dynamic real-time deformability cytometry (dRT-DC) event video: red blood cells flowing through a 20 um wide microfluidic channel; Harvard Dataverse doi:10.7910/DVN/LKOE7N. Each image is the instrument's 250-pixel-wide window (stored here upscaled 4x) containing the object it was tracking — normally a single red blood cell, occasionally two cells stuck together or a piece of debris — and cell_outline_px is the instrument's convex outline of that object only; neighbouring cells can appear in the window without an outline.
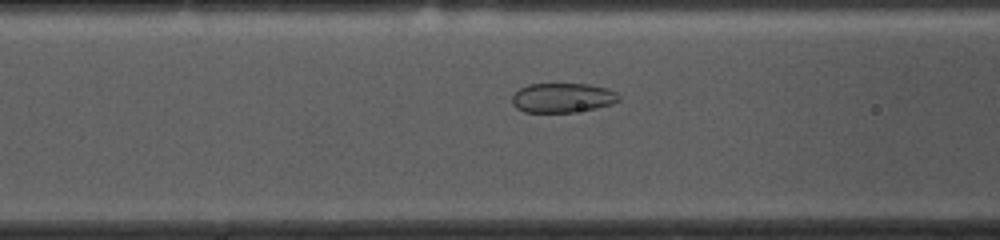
{"species": "common noctule bat (a hibernating species)", "species_latin": "Nyctalus noctula", "temperature_condition": "cold", "stored_images_in_passage": 49, "camera_frame_rate_fps": 3000, "um_per_image_px": 0.085, "animal": {"sex": "female", "body_mass_g": 10.0, "forearm_length_mm": 53.1}, "frame": {"image": 1, "passage_image": 15, "time_ms": 4.667, "image_size_px": [1000, 240], "cell_outline_px": [[620, 100], [612, 104], [596, 108], [572, 112], [524, 112], [516, 108], [512, 104], [512, 96], [520, 88], [528, 84], [588, 84], [608, 88], [616, 92], [620, 96]], "centroid_in_image_um": [47.82, 8.31], "position_along_channel_um": 118.8, "area_um2": 18.44}}
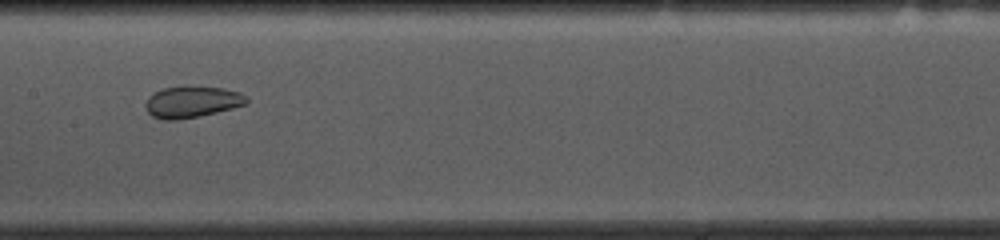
{"frame": {"image": 2, "passage_image": 21, "time_ms": 6.667, "image_size_px": [1000, 240], "cell_outline_px": [[248, 104], [200, 116], [176, 120], [164, 120], [152, 116], [148, 112], [144, 104], [148, 96], [164, 88], [224, 88], [240, 92], [248, 96]], "centroid_in_image_um": [16.34, 8.69], "position_along_channel_um": 191.1, "area_um2": 18.15}}
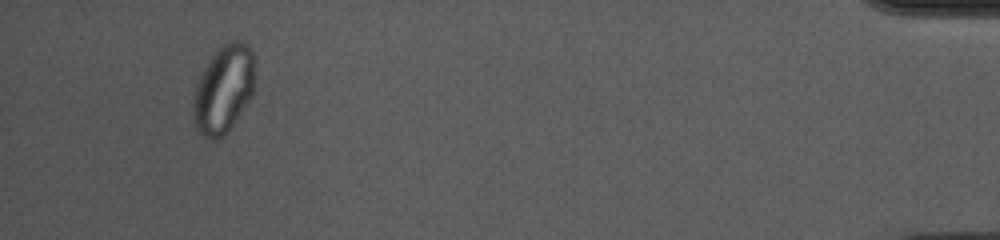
{"frame": {"image": 3, "passage_image": 46, "time_ms": 15.0, "image_size_px": [1000, 240], "cell_outline_px": [[256, 56], [252, 96], [228, 132], [224, 136], [216, 140], [212, 140], [196, 132], [192, 112], [192, 100], [196, 84], [204, 68], [212, 56], [228, 40], [240, 40], [248, 44]], "centroid_in_image_um": [19.01, 7.59], "position_along_channel_um": 416.2, "area_um2": 32.14}}